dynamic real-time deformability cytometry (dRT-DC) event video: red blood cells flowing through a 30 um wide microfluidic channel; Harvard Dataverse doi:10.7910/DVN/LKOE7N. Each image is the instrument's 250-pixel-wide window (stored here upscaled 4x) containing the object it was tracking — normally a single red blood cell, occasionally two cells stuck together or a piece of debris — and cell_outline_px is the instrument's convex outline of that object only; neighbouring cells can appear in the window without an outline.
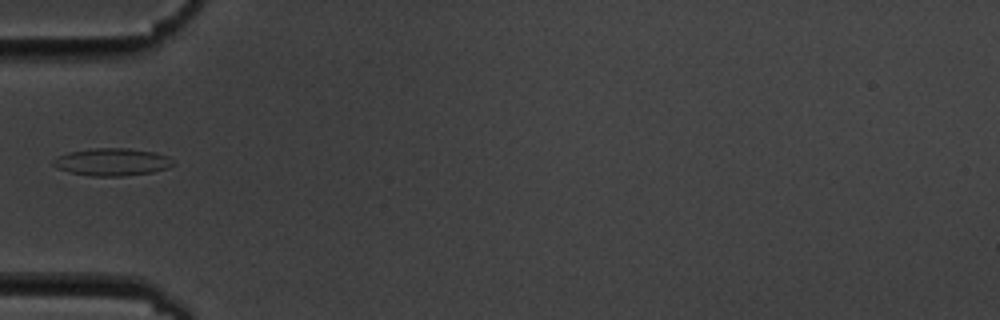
{"species": "common noctule bat (a hibernating species)", "species_latin": "Nyctalus noctula", "temperature_condition": "cold", "stored_images_in_passage": 6, "camera_frame_rate_fps": 3000, "um_per_image_px": 0.085, "animal": {"sex": "male", "body_mass_g": 19.5, "forearm_length_mm": 54.6}, "frame": {"image": 1, "passage_image": 6, "time_ms": 5.667, "image_size_px": [1000, 320], "cell_outline_px": [[176, 164], [168, 168], [152, 172], [124, 176], [92, 176], [72, 172], [60, 168], [52, 164], [52, 160], [68, 152], [92, 148], [128, 148], [152, 152], [168, 156]], "centroid_in_image_um": [9.57, 13.76], "position_along_channel_um": 75.4, "area_um2": 19.02}}